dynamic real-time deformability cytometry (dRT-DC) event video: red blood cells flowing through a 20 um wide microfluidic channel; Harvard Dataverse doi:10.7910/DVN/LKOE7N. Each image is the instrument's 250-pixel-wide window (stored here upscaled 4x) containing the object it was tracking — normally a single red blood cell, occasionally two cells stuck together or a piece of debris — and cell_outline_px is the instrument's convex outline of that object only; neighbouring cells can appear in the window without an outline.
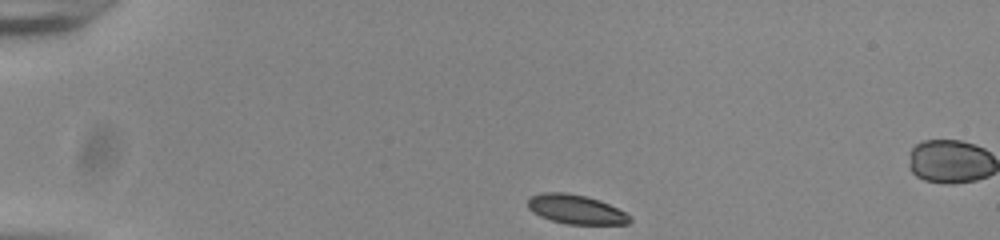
{"species": "common noctule bat (a hibernating species)", "species_latin": "Nyctalus noctula", "temperature_condition": "room temperature", "stored_images_in_passage": 37, "camera_frame_rate_fps": 3000, "um_per_image_px": 0.085, "animal": {"sex": "male", "body_mass_g": 20.0, "forearm_length_mm": 53.3}, "frame": {"image": 1, "passage_image": 1, "time_ms": 0.0, "image_size_px": [1000, 240], "cell_outline_px": [[632, 220], [628, 224], [568, 224], [552, 220], [540, 216], [532, 212], [528, 208], [528, 196], [540, 192], [564, 192], [588, 196], [600, 200], [632, 216]], "centroid_in_image_um": [48.93, 17.78], "position_along_channel_um": 36.1, "area_um2": 17.51}}
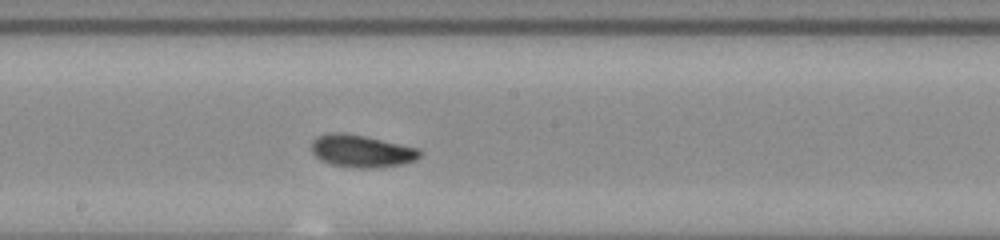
{"frame": {"image": 2, "passage_image": 20, "time_ms": 6.333, "image_size_px": [1000, 240], "cell_outline_px": [[420, 156], [416, 160], [404, 164], [372, 168], [352, 168], [328, 164], [320, 160], [312, 152], [312, 140], [320, 136], [332, 132], [340, 132], [364, 136], [420, 148]], "centroid_in_image_um": [30.74, 12.86], "position_along_channel_um": 217.5, "area_um2": 20.52}}
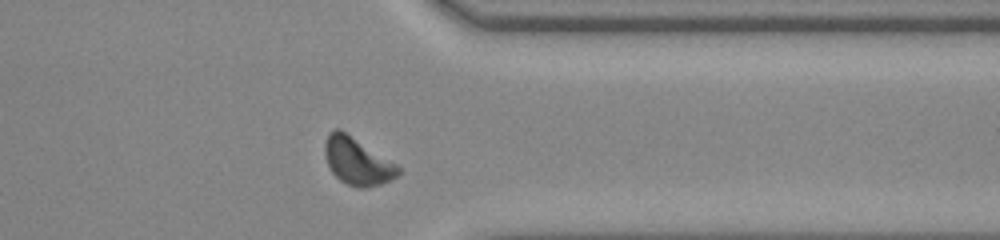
{"frame": {"image": 3, "passage_image": 33, "time_ms": 10.667, "image_size_px": [1000, 240], "cell_outline_px": [[400, 172], [392, 180], [368, 188], [356, 188], [340, 180], [332, 172], [328, 164], [324, 152], [324, 144], [328, 132], [336, 128], [340, 128], [396, 164], [400, 168]], "centroid_in_image_um": [30.35, 13.7], "position_along_channel_um": 381.1, "area_um2": 20.17}, "authors_computed_cell_mechanics": {"area_um2": 19.5364, "velocity_mm_per_s": 3.8446, "shape_relaxation_time_tau1_ms": 2.1944, "shape_relaxation_time_tau2_ms": 2.1691, "deformation_change_tau1": 0.1208, "deformation_change_tau2": 0.064}}